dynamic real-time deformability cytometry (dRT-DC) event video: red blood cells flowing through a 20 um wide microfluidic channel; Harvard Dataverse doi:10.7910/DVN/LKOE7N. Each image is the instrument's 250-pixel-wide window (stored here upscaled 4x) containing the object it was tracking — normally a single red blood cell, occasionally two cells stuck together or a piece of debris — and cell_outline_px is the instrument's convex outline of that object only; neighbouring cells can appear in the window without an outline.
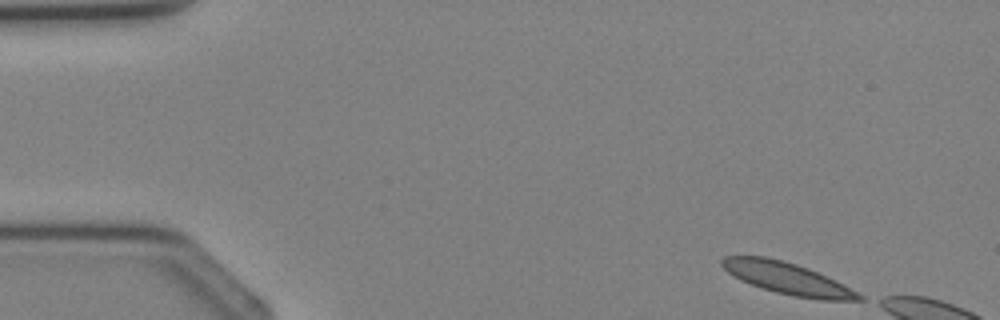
{"species": "Egyptian fruit bat (a non-hibernating species)", "species_latin": "Rousettus aegyptiacus", "temperature_condition": "cold", "stored_images_in_passage": 3, "camera_frame_rate_fps": 3000, "um_per_image_px": 0.085, "animal": {"sex": "female"}, "frame": {"image": 1, "passage_image": 1, "time_ms": 0.0, "image_size_px": [1000, 320], "cell_outline_px": [[864, 300], [820, 300], [792, 296], [776, 292], [740, 280], [728, 272], [720, 264], [720, 260], [724, 256], [764, 256], [784, 260], [808, 268], [836, 280], [864, 296]], "centroid_in_image_um": [66.93, 23.66], "position_along_channel_um": 18.1, "area_um2": 25.26}}